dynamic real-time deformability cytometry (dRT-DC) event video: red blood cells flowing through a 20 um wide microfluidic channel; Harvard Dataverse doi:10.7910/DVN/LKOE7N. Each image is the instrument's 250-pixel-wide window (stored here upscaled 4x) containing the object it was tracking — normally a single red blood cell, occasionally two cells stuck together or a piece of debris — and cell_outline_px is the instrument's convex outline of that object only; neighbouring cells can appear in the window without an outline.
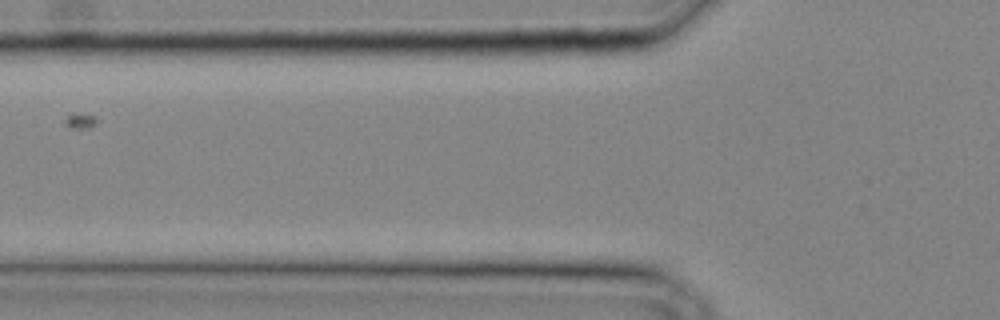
{"species": "common noctule bat (a hibernating species)", "species_latin": "Nyctalus noctula", "temperature_condition": "cold", "stored_images_in_passage": 4, "camera_frame_rate_fps": 3000, "um_per_image_px": 0.085, "animal": {"sex": "male", "body_mass_g": 20.4}, "frame": {"image": 1, "passage_image": 2, "time_ms": 0.333, "image_size_px": [1000, 320], "cell_outline_px": [[620, 224], [612, 228], [508, 228], [444, 224], [436, 220], [456, 216], [520, 212], [620, 220]], "centroid_in_image_um": [45.03, 18.8], "position_along_channel_um": 80.8, "area_um2": 15.2}}